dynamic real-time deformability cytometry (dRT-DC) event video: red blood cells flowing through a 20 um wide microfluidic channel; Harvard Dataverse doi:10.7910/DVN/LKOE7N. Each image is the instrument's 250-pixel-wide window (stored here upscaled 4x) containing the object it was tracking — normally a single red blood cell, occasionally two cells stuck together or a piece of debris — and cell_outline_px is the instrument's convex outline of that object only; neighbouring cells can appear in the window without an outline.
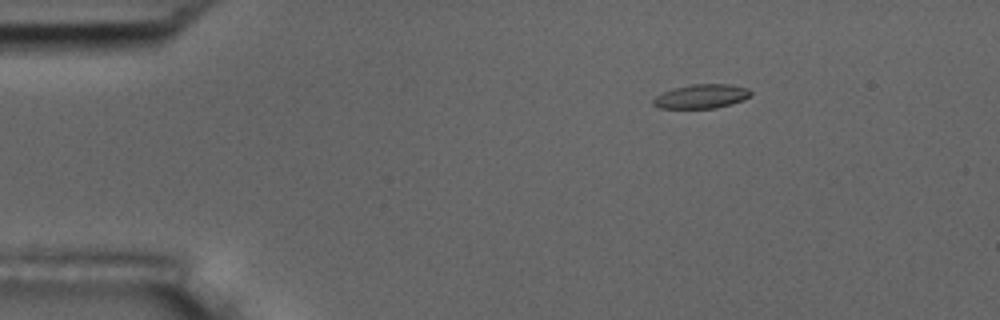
{"species": "common noctule bat (a hibernating species)", "species_latin": "Nyctalus noctula", "temperature_condition": "room temperature", "stored_images_in_passage": 3, "camera_frame_rate_fps": 3000, "um_per_image_px": 0.085, "animal": {"sex": "male", "body_mass_g": 17.5, "forearm_length_mm": 52.3}, "frame": {"image": 1, "passage_image": 1, "time_ms": 0.0, "image_size_px": [1000, 320], "cell_outline_px": [[752, 92], [744, 100], [732, 104], [716, 108], [660, 108], [652, 104], [652, 100], [656, 96], [672, 88], [692, 84], [732, 84], [748, 88]], "centroid_in_image_um": [59.63, 8.18], "position_along_channel_um": 25.4, "area_um2": 13.76}}